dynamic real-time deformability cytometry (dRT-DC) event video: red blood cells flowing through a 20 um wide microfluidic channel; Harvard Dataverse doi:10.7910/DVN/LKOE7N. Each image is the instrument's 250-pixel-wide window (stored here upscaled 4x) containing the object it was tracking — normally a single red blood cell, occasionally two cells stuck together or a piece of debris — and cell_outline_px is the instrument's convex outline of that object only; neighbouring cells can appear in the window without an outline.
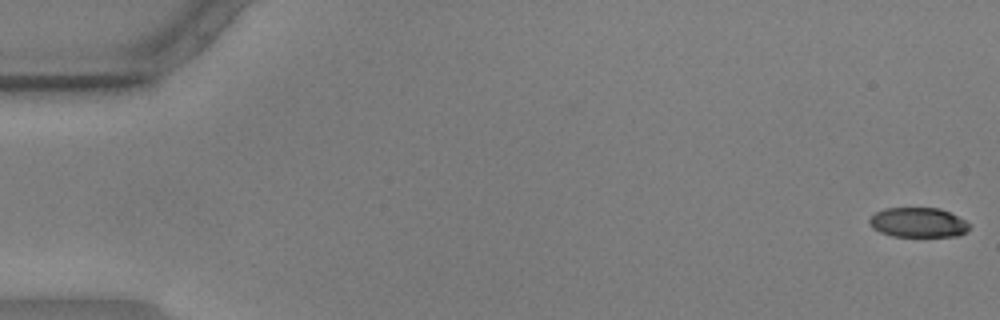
{"species": "common noctule bat (a hibernating species)", "species_latin": "Nyctalus noctula", "temperature_condition": "warm", "stored_images_in_passage": 45, "camera_frame_rate_fps": 3000, "um_per_image_px": 0.085, "animal": {"sex": "male", "body_mass_g": 17.9, "forearm_length_mm": 54.2}, "frame": {"image": 1, "passage_image": 1, "time_ms": 0.0, "image_size_px": [1000, 320], "cell_outline_px": [[968, 228], [964, 232], [956, 236], [892, 236], [880, 232], [872, 228], [868, 224], [868, 220], [876, 212], [884, 208], [940, 208], [964, 220], [968, 224]], "centroid_in_image_um": [77.97, 18.91], "position_along_channel_um": 7.0, "area_um2": 17.11}}
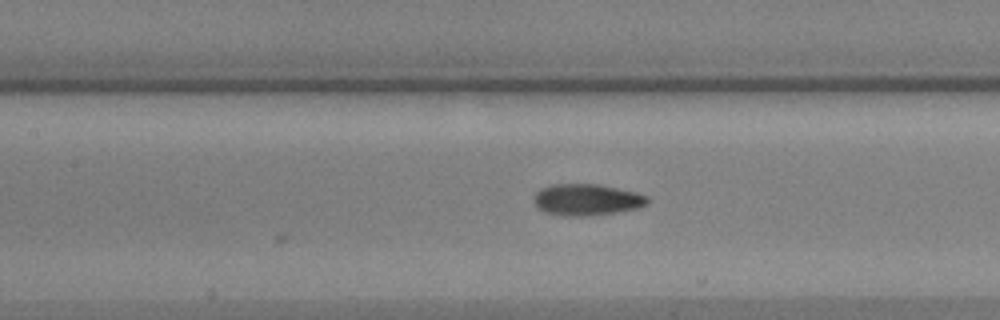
{"frame": {"image": 2, "passage_image": 26, "time_ms": 8.333, "image_size_px": [1000, 320], "cell_outline_px": [[648, 204], [640, 208], [616, 212], [584, 216], [564, 216], [544, 212], [536, 208], [532, 200], [536, 192], [540, 188], [552, 184], [596, 184], [636, 192], [648, 196]], "centroid_in_image_um": [49.84, 16.98], "position_along_channel_um": 157.6, "area_um2": 21.04}}
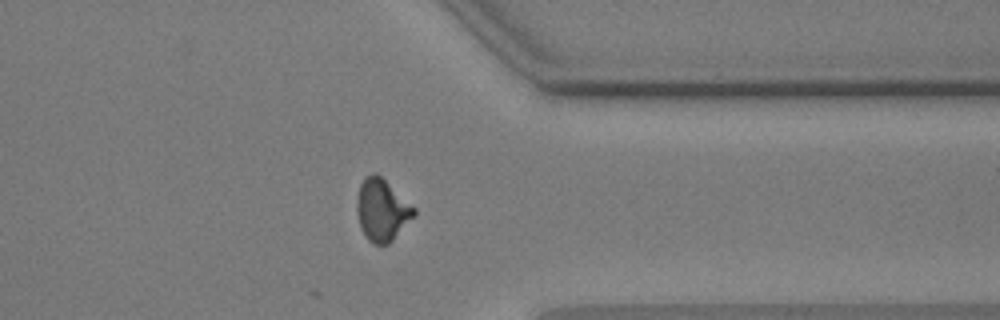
{"frame": {"image": 3, "passage_image": 45, "time_ms": 14.667, "image_size_px": [1000, 320], "cell_outline_px": [[416, 212], [392, 240], [388, 244], [372, 244], [364, 236], [360, 228], [356, 212], [356, 200], [360, 184], [364, 176], [372, 172], [376, 172], [416, 208]], "centroid_in_image_um": [32.41, 17.83], "position_along_channel_um": 379.0, "area_um2": 20.63}, "authors_computed_cell_mechanics": {"area_um2": 20.1144, "velocity_mm_per_s": 3.5927, "shape_relaxation_time_tau1_ms": 6.2982, "shape_relaxation_time_tau2_ms": 1.2334, "deformation_change_tau1": 0.1819, "deformation_change_tau2": 0.0681}}